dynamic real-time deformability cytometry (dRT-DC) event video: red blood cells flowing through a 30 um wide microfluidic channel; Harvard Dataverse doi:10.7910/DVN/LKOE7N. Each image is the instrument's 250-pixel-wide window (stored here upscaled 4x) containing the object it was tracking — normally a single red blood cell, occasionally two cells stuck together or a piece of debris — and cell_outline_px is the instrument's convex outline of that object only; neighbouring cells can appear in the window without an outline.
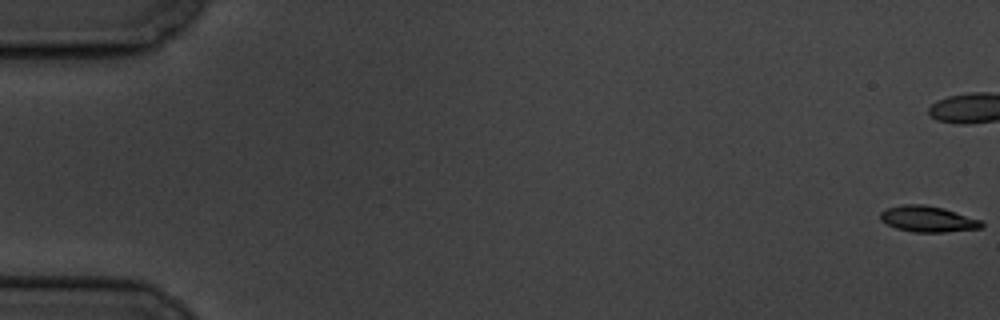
{"species": "common noctule bat (a hibernating species)", "species_latin": "Nyctalus noctula", "temperature_condition": "cold", "stored_images_in_passage": 8, "camera_frame_rate_fps": 3000, "um_per_image_px": 0.085, "animal": {"sex": "male", "body_mass_g": 19.5, "forearm_length_mm": 54.6}, "frame": {"image": 1, "passage_image": 1, "time_ms": 0.0, "image_size_px": [1000, 320], "cell_outline_px": [[984, 224], [980, 228], [944, 232], [912, 232], [896, 228], [880, 220], [880, 212], [888, 208], [904, 204], [924, 204], [944, 208], [980, 220]], "centroid_in_image_um": [78.84, 18.61], "position_along_channel_um": 6.2, "area_um2": 15.2}}
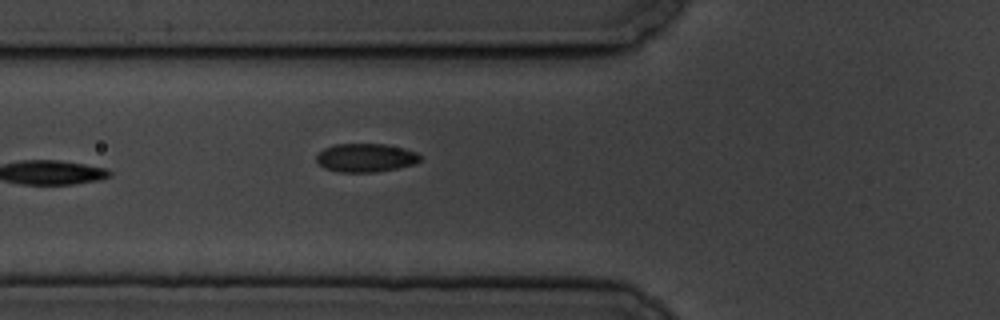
{"frame": {"image": 2, "passage_image": 8, "time_ms": 8.0, "image_size_px": [1000, 320], "cell_outline_px": [[420, 160], [416, 164], [376, 172], [340, 172], [324, 168], [316, 160], [316, 156], [324, 148], [336, 144], [384, 144], [404, 148], [416, 152], [420, 156]], "centroid_in_image_um": [31.09, 13.41], "position_along_channel_um": 94.7, "area_um2": 17.17}}